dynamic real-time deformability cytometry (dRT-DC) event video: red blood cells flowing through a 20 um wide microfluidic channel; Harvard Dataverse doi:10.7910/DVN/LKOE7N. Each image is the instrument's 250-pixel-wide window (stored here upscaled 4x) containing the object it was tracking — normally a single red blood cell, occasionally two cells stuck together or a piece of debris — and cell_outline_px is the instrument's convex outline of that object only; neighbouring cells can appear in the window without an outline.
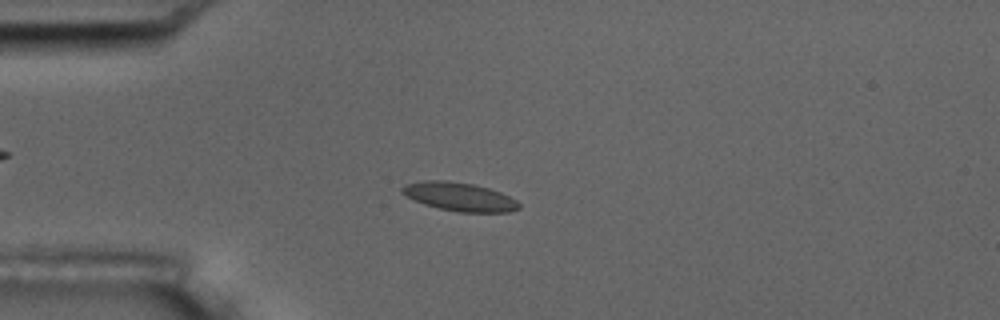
{"species": "common noctule bat (a hibernating species)", "species_latin": "Nyctalus noctula", "temperature_condition": "room temperature", "stored_images_in_passage": 10, "camera_frame_rate_fps": 3000, "um_per_image_px": 0.085, "animal": {"sex": "male", "body_mass_g": 17.5, "forearm_length_mm": 52.3}, "frame": {"image": 1, "passage_image": 4, "time_ms": 3.333, "image_size_px": [1000, 320], "cell_outline_px": [[520, 208], [508, 212], [456, 212], [424, 204], [400, 192], [400, 188], [404, 184], [424, 180], [444, 180], [472, 184], [488, 188], [500, 192], [516, 200], [520, 204]], "centroid_in_image_um": [39.04, 16.72], "position_along_channel_um": 46.0, "area_um2": 19.31}}
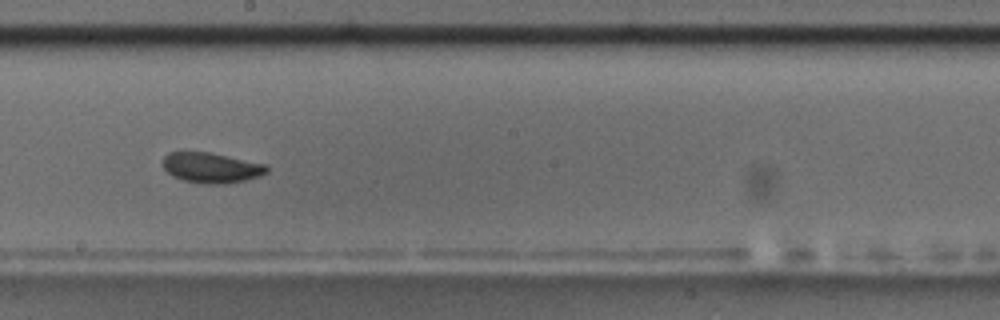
{"frame": {"image": 2, "passage_image": 9, "time_ms": 9.0, "image_size_px": [1000, 320], "cell_outline_px": [[268, 172], [260, 176], [244, 180], [224, 184], [204, 184], [184, 180], [172, 176], [160, 164], [164, 156], [168, 152], [212, 152], [268, 164]], "centroid_in_image_um": [17.97, 14.24], "position_along_channel_um": 230.2, "area_um2": 18.67}}